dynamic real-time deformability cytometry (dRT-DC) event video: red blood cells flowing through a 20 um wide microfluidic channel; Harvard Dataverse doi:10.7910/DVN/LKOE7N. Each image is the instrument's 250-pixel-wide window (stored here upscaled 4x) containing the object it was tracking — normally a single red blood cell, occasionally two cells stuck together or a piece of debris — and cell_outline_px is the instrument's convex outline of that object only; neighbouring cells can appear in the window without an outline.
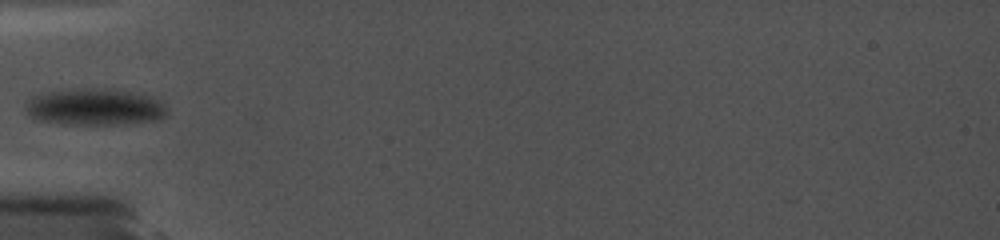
{"species": "common noctule bat (a hibernating species)", "species_latin": "Nyctalus noctula", "temperature_condition": "cold", "stored_images_in_passage": 38, "camera_frame_rate_fps": 5000, "um_per_image_px": 0.085, "animal": {"sex": "female", "body_mass_g": 19.0, "forearm_length_mm": 56.7}, "frame": {"image": 1, "passage_image": 1, "time_ms": 0.0, "image_size_px": [1000, 240], "cell_outline_px": [[168, 116], [156, 120], [124, 124], [68, 124], [32, 120], [24, 108], [28, 100], [32, 96], [48, 92], [84, 88], [104, 88], [132, 92], [148, 96], [160, 100], [168, 108]], "centroid_in_image_um": [8.06, 9.1], "position_along_channel_um": 76.9, "area_um2": 30.52}}
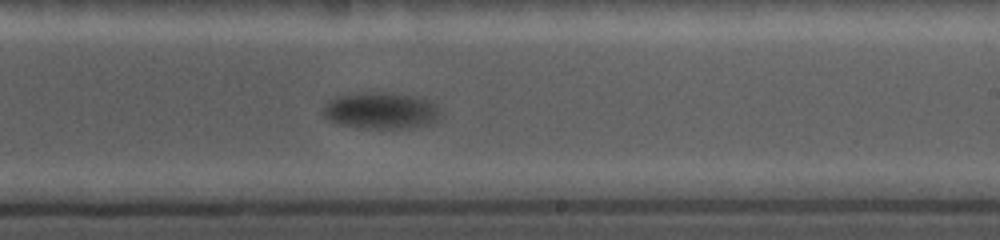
{"frame": {"image": 2, "passage_image": 20, "time_ms": 5.4, "image_size_px": [1000, 240], "cell_outline_px": [[440, 116], [436, 120], [428, 124], [408, 128], [364, 128], [336, 124], [328, 120], [324, 116], [324, 104], [336, 96], [348, 92], [384, 92], [416, 96], [432, 100], [436, 104]], "centroid_in_image_um": [32.34, 9.38], "position_along_channel_um": 256.7, "area_um2": 25.37}}
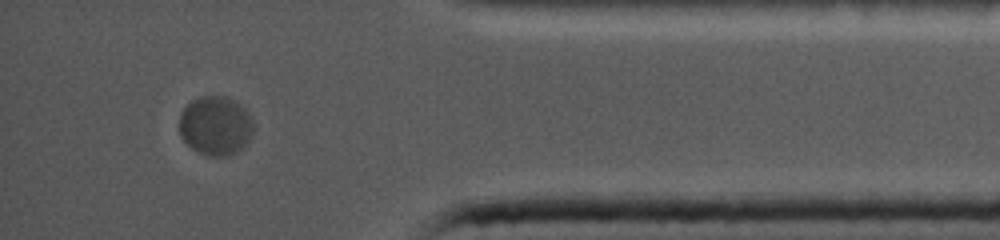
{"frame": {"image": 3, "passage_image": 34, "time_ms": 10.6, "image_size_px": [1000, 240], "cell_outline_px": [[252, 132], [248, 144], [236, 152], [228, 156], [208, 156], [192, 148], [180, 136], [180, 112], [192, 100], [200, 96], [224, 96], [236, 100], [252, 116]], "centroid_in_image_um": [18.34, 10.68], "position_along_channel_um": 416.9, "area_um2": 25.66}}